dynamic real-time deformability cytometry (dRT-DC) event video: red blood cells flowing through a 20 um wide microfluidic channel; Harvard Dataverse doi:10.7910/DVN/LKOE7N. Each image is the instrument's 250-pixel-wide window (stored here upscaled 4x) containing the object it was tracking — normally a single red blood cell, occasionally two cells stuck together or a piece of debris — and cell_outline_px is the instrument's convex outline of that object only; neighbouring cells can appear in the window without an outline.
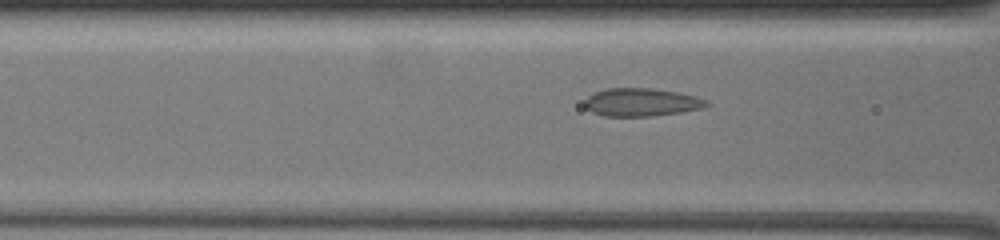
{"species": "common noctule bat (a hibernating species)", "species_latin": "Nyctalus noctula", "temperature_condition": "warm", "stored_images_in_passage": 49, "camera_frame_rate_fps": 3000, "um_per_image_px": 0.085, "animal": {"sex": "female", "body_mass_g": 19.5, "forearm_length_mm": 54.1}, "frame": {"image": 1, "passage_image": 20, "time_ms": 6.333, "image_size_px": [1000, 240], "cell_outline_px": [[712, 104], [700, 108], [680, 112], [652, 116], [604, 116], [592, 112], [584, 104], [584, 100], [592, 92], [604, 88], [652, 88], [676, 92], [696, 96], [708, 100]], "centroid_in_image_um": [54.5, 8.68], "position_along_channel_um": 112.1, "area_um2": 20.0}}
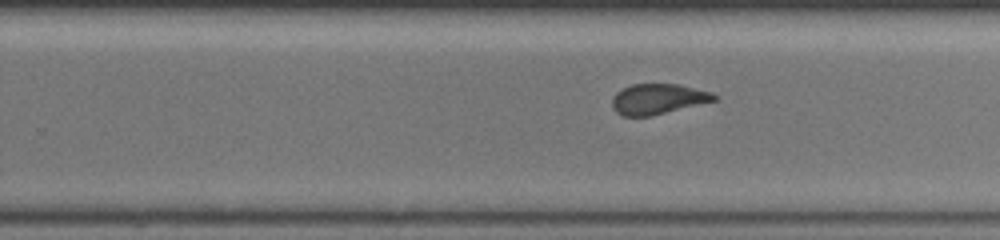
{"frame": {"image": 2, "passage_image": 35, "time_ms": 11.333, "image_size_px": [1000, 240], "cell_outline_px": [[716, 100], [652, 116], [624, 116], [616, 112], [612, 108], [612, 96], [616, 92], [632, 84], [680, 84], [712, 92], [716, 96]], "centroid_in_image_um": [55.9, 8.41], "position_along_channel_um": 273.9, "area_um2": 18.09}}
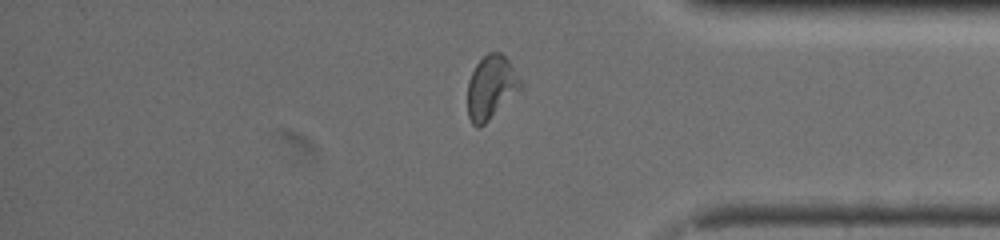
{"frame": {"image": 3, "passage_image": 47, "time_ms": 15.333, "image_size_px": [1000, 240], "cell_outline_px": [[524, 88], [480, 128], [476, 128], [472, 124], [468, 116], [468, 80], [476, 64], [488, 52], [500, 52], [508, 60], [524, 84]], "centroid_in_image_um": [41.76, 7.45], "position_along_channel_um": 393.4, "area_um2": 19.88}}